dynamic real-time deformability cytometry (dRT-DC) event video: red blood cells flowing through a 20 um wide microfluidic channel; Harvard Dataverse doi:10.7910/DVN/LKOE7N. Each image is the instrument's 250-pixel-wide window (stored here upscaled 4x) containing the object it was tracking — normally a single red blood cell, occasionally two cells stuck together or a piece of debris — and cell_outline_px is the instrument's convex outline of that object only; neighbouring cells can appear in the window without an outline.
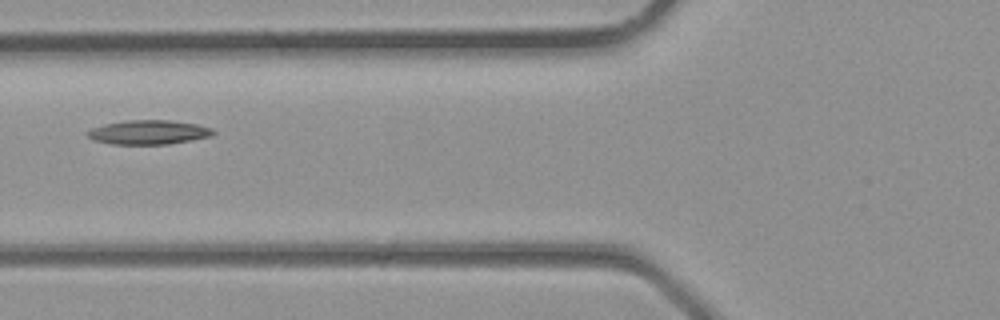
{"species": "common noctule bat (a hibernating species)", "species_latin": "Nyctalus noctula", "temperature_condition": "room temperature", "stored_images_in_passage": 6, "camera_frame_rate_fps": 3000, "um_per_image_px": 0.085, "animal": {"sex": "male", "body_mass_g": 23.1, "forearm_length_mm": 52.7}, "frame": {"image": 1, "passage_image": 6, "time_ms": 1.667, "image_size_px": [1000, 320], "cell_outline_px": [[216, 132], [212, 136], [168, 144], [112, 144], [92, 140], [84, 132], [92, 128], [104, 124], [128, 120], [168, 120], [196, 124], [212, 128]], "centroid_in_image_um": [12.61, 11.24], "position_along_channel_um": 113.2, "area_um2": 17.74}}